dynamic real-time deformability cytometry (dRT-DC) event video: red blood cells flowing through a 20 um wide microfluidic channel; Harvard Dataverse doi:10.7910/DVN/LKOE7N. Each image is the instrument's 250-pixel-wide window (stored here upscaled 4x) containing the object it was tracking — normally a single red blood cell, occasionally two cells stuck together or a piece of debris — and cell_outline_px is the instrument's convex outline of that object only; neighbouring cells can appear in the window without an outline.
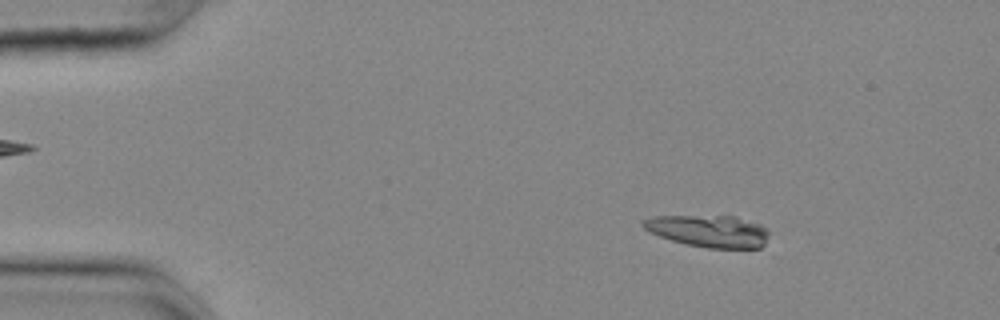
{"species": "common noctule bat (a hibernating species)", "species_latin": "Nyctalus noctula", "temperature_condition": "cold", "stored_images_in_passage": 14, "camera_frame_rate_fps": 3000, "um_per_image_px": 0.085, "animal": {"sex": "female", "body_mass_g": 25.1}, "frame": {"image": 1, "passage_image": 4, "time_ms": 1.0, "image_size_px": [1000, 320], "cell_outline_px": [[768, 236], [764, 244], [760, 248], [708, 248], [688, 244], [672, 240], [660, 236], [644, 228], [640, 224], [644, 220], [656, 216], [736, 216], [760, 224], [768, 228]], "centroid_in_image_um": [60.29, 19.63], "position_along_channel_um": 24.7, "area_um2": 23.35}}
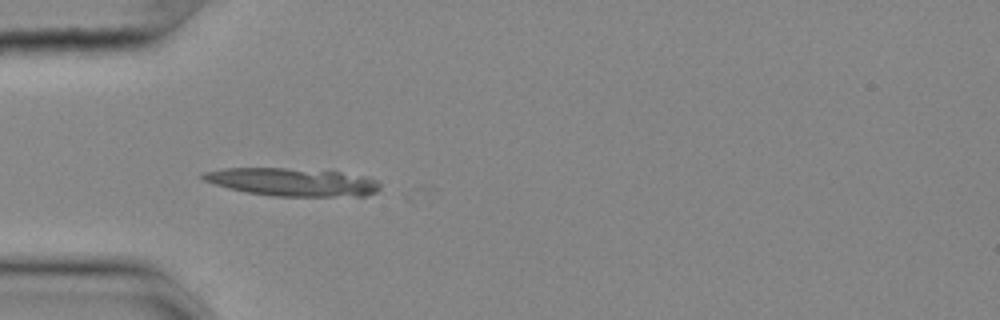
{"frame": {"image": 2, "passage_image": 13, "time_ms": 4.0, "image_size_px": [1000, 320], "cell_outline_px": [[380, 188], [376, 192], [364, 196], [272, 196], [248, 192], [228, 188], [204, 180], [200, 176], [204, 172], [228, 168], [284, 168], [340, 172], [364, 176], [376, 180], [380, 184]], "centroid_in_image_um": [24.88, 15.48], "position_along_channel_um": 60.1, "area_um2": 28.61}}